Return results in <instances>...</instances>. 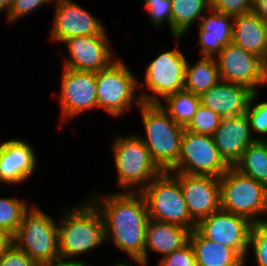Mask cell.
I'll return each instance as SVG.
<instances>
[{"instance_id":"obj_1","label":"cell","mask_w":267,"mask_h":266,"mask_svg":"<svg viewBox=\"0 0 267 266\" xmlns=\"http://www.w3.org/2000/svg\"><path fill=\"white\" fill-rule=\"evenodd\" d=\"M95 196L93 192L90 201L102 215L105 240L112 239L117 248L128 254L129 260L146 266L143 264V255L149 213L143 194L123 191L103 196V202Z\"/></svg>"},{"instance_id":"obj_2","label":"cell","mask_w":267,"mask_h":266,"mask_svg":"<svg viewBox=\"0 0 267 266\" xmlns=\"http://www.w3.org/2000/svg\"><path fill=\"white\" fill-rule=\"evenodd\" d=\"M63 217L58 223L60 257L71 259L105 242L102 215L90 200L64 211Z\"/></svg>"},{"instance_id":"obj_3","label":"cell","mask_w":267,"mask_h":266,"mask_svg":"<svg viewBox=\"0 0 267 266\" xmlns=\"http://www.w3.org/2000/svg\"><path fill=\"white\" fill-rule=\"evenodd\" d=\"M146 137H140L151 158L162 171H170L178 162L185 128L178 125L159 104L141 103Z\"/></svg>"},{"instance_id":"obj_4","label":"cell","mask_w":267,"mask_h":266,"mask_svg":"<svg viewBox=\"0 0 267 266\" xmlns=\"http://www.w3.org/2000/svg\"><path fill=\"white\" fill-rule=\"evenodd\" d=\"M220 207L248 219L253 224L267 222V187L240 173L233 166L219 177Z\"/></svg>"},{"instance_id":"obj_5","label":"cell","mask_w":267,"mask_h":266,"mask_svg":"<svg viewBox=\"0 0 267 266\" xmlns=\"http://www.w3.org/2000/svg\"><path fill=\"white\" fill-rule=\"evenodd\" d=\"M112 146L117 184L125 192H141L162 172L139 136L117 135Z\"/></svg>"},{"instance_id":"obj_6","label":"cell","mask_w":267,"mask_h":266,"mask_svg":"<svg viewBox=\"0 0 267 266\" xmlns=\"http://www.w3.org/2000/svg\"><path fill=\"white\" fill-rule=\"evenodd\" d=\"M149 218L187 228H196L183 198L179 180L174 172L162 171L142 191Z\"/></svg>"},{"instance_id":"obj_7","label":"cell","mask_w":267,"mask_h":266,"mask_svg":"<svg viewBox=\"0 0 267 266\" xmlns=\"http://www.w3.org/2000/svg\"><path fill=\"white\" fill-rule=\"evenodd\" d=\"M13 243L37 263L60 257L58 224L36 205L24 214Z\"/></svg>"},{"instance_id":"obj_8","label":"cell","mask_w":267,"mask_h":266,"mask_svg":"<svg viewBox=\"0 0 267 266\" xmlns=\"http://www.w3.org/2000/svg\"><path fill=\"white\" fill-rule=\"evenodd\" d=\"M187 60L178 49L165 51L146 68L145 82L138 87L147 86L153 94L145 91L138 94L136 104H159L166 96L185 88V68ZM148 93V94H147ZM161 97V98H159Z\"/></svg>"},{"instance_id":"obj_9","label":"cell","mask_w":267,"mask_h":266,"mask_svg":"<svg viewBox=\"0 0 267 266\" xmlns=\"http://www.w3.org/2000/svg\"><path fill=\"white\" fill-rule=\"evenodd\" d=\"M139 83L121 59L114 60L107 68L96 72L97 108L114 117L124 114L135 101Z\"/></svg>"},{"instance_id":"obj_10","label":"cell","mask_w":267,"mask_h":266,"mask_svg":"<svg viewBox=\"0 0 267 266\" xmlns=\"http://www.w3.org/2000/svg\"><path fill=\"white\" fill-rule=\"evenodd\" d=\"M229 167L221 157L213 136L185 130L178 162L170 172L219 178Z\"/></svg>"},{"instance_id":"obj_11","label":"cell","mask_w":267,"mask_h":266,"mask_svg":"<svg viewBox=\"0 0 267 266\" xmlns=\"http://www.w3.org/2000/svg\"><path fill=\"white\" fill-rule=\"evenodd\" d=\"M214 57L220 80L241 84L253 92L258 91L257 86L267 84V64L256 54L233 42L223 47Z\"/></svg>"},{"instance_id":"obj_12","label":"cell","mask_w":267,"mask_h":266,"mask_svg":"<svg viewBox=\"0 0 267 266\" xmlns=\"http://www.w3.org/2000/svg\"><path fill=\"white\" fill-rule=\"evenodd\" d=\"M253 223L243 216L219 209L196 224V230L206 239L236 250L244 259Z\"/></svg>"},{"instance_id":"obj_13","label":"cell","mask_w":267,"mask_h":266,"mask_svg":"<svg viewBox=\"0 0 267 266\" xmlns=\"http://www.w3.org/2000/svg\"><path fill=\"white\" fill-rule=\"evenodd\" d=\"M61 77L59 101L64 123L97 108L96 72L64 68Z\"/></svg>"},{"instance_id":"obj_14","label":"cell","mask_w":267,"mask_h":266,"mask_svg":"<svg viewBox=\"0 0 267 266\" xmlns=\"http://www.w3.org/2000/svg\"><path fill=\"white\" fill-rule=\"evenodd\" d=\"M55 18L53 21L50 39L56 42L77 36L101 35L106 30L92 13L79 6L72 0H54Z\"/></svg>"},{"instance_id":"obj_15","label":"cell","mask_w":267,"mask_h":266,"mask_svg":"<svg viewBox=\"0 0 267 266\" xmlns=\"http://www.w3.org/2000/svg\"><path fill=\"white\" fill-rule=\"evenodd\" d=\"M174 174L180 182L189 215L196 224L221 208L218 177Z\"/></svg>"},{"instance_id":"obj_16","label":"cell","mask_w":267,"mask_h":266,"mask_svg":"<svg viewBox=\"0 0 267 266\" xmlns=\"http://www.w3.org/2000/svg\"><path fill=\"white\" fill-rule=\"evenodd\" d=\"M69 56L64 68L98 72L113 62L110 40L106 31L101 35L77 36L65 40Z\"/></svg>"},{"instance_id":"obj_17","label":"cell","mask_w":267,"mask_h":266,"mask_svg":"<svg viewBox=\"0 0 267 266\" xmlns=\"http://www.w3.org/2000/svg\"><path fill=\"white\" fill-rule=\"evenodd\" d=\"M213 139L224 161L229 166H234L250 144L264 140V137L252 136L249 119L245 113L241 116L222 118Z\"/></svg>"},{"instance_id":"obj_18","label":"cell","mask_w":267,"mask_h":266,"mask_svg":"<svg viewBox=\"0 0 267 266\" xmlns=\"http://www.w3.org/2000/svg\"><path fill=\"white\" fill-rule=\"evenodd\" d=\"M36 167V154L31 145L20 139L1 143L0 182L18 184L27 180Z\"/></svg>"},{"instance_id":"obj_19","label":"cell","mask_w":267,"mask_h":266,"mask_svg":"<svg viewBox=\"0 0 267 266\" xmlns=\"http://www.w3.org/2000/svg\"><path fill=\"white\" fill-rule=\"evenodd\" d=\"M254 92L246 86L218 81L200 95V104L218 113L222 118L244 115Z\"/></svg>"},{"instance_id":"obj_20","label":"cell","mask_w":267,"mask_h":266,"mask_svg":"<svg viewBox=\"0 0 267 266\" xmlns=\"http://www.w3.org/2000/svg\"><path fill=\"white\" fill-rule=\"evenodd\" d=\"M210 16L204 15L198 21L199 42L202 56L214 57L223 47L233 39V16L217 12L213 9L208 11Z\"/></svg>"},{"instance_id":"obj_21","label":"cell","mask_w":267,"mask_h":266,"mask_svg":"<svg viewBox=\"0 0 267 266\" xmlns=\"http://www.w3.org/2000/svg\"><path fill=\"white\" fill-rule=\"evenodd\" d=\"M232 42L267 64V25L253 10L233 18Z\"/></svg>"},{"instance_id":"obj_22","label":"cell","mask_w":267,"mask_h":266,"mask_svg":"<svg viewBox=\"0 0 267 266\" xmlns=\"http://www.w3.org/2000/svg\"><path fill=\"white\" fill-rule=\"evenodd\" d=\"M189 234L187 228L149 218L143 264L148 263L147 249L165 256L185 246L189 242Z\"/></svg>"},{"instance_id":"obj_23","label":"cell","mask_w":267,"mask_h":266,"mask_svg":"<svg viewBox=\"0 0 267 266\" xmlns=\"http://www.w3.org/2000/svg\"><path fill=\"white\" fill-rule=\"evenodd\" d=\"M197 266H244L245 259L234 249L204 238L196 229L189 234Z\"/></svg>"},{"instance_id":"obj_24","label":"cell","mask_w":267,"mask_h":266,"mask_svg":"<svg viewBox=\"0 0 267 266\" xmlns=\"http://www.w3.org/2000/svg\"><path fill=\"white\" fill-rule=\"evenodd\" d=\"M171 3L172 35L177 42L194 22L202 19L205 9H211V0H171Z\"/></svg>"},{"instance_id":"obj_25","label":"cell","mask_w":267,"mask_h":266,"mask_svg":"<svg viewBox=\"0 0 267 266\" xmlns=\"http://www.w3.org/2000/svg\"><path fill=\"white\" fill-rule=\"evenodd\" d=\"M218 81H220V78L214 57L202 56L193 66L187 62L185 68V90L200 96Z\"/></svg>"},{"instance_id":"obj_26","label":"cell","mask_w":267,"mask_h":266,"mask_svg":"<svg viewBox=\"0 0 267 266\" xmlns=\"http://www.w3.org/2000/svg\"><path fill=\"white\" fill-rule=\"evenodd\" d=\"M233 167L267 187V143L257 140L250 144Z\"/></svg>"},{"instance_id":"obj_27","label":"cell","mask_w":267,"mask_h":266,"mask_svg":"<svg viewBox=\"0 0 267 266\" xmlns=\"http://www.w3.org/2000/svg\"><path fill=\"white\" fill-rule=\"evenodd\" d=\"M163 100H165L166 106L160 102V107L173 121L184 128L189 124L200 105V96L185 89L170 94Z\"/></svg>"},{"instance_id":"obj_28","label":"cell","mask_w":267,"mask_h":266,"mask_svg":"<svg viewBox=\"0 0 267 266\" xmlns=\"http://www.w3.org/2000/svg\"><path fill=\"white\" fill-rule=\"evenodd\" d=\"M29 209L28 203L24 200L0 197V228L13 237L20 227L24 214Z\"/></svg>"},{"instance_id":"obj_29","label":"cell","mask_w":267,"mask_h":266,"mask_svg":"<svg viewBox=\"0 0 267 266\" xmlns=\"http://www.w3.org/2000/svg\"><path fill=\"white\" fill-rule=\"evenodd\" d=\"M221 121L222 117L218 113L200 104L185 130L196 134L213 136Z\"/></svg>"},{"instance_id":"obj_30","label":"cell","mask_w":267,"mask_h":266,"mask_svg":"<svg viewBox=\"0 0 267 266\" xmlns=\"http://www.w3.org/2000/svg\"><path fill=\"white\" fill-rule=\"evenodd\" d=\"M250 245L258 266H267V222L252 225L248 247Z\"/></svg>"},{"instance_id":"obj_31","label":"cell","mask_w":267,"mask_h":266,"mask_svg":"<svg viewBox=\"0 0 267 266\" xmlns=\"http://www.w3.org/2000/svg\"><path fill=\"white\" fill-rule=\"evenodd\" d=\"M258 92H254L247 105L246 115L249 119L251 131H256L257 133L267 134V102H261L258 104L253 103L258 97Z\"/></svg>"},{"instance_id":"obj_32","label":"cell","mask_w":267,"mask_h":266,"mask_svg":"<svg viewBox=\"0 0 267 266\" xmlns=\"http://www.w3.org/2000/svg\"><path fill=\"white\" fill-rule=\"evenodd\" d=\"M145 8L150 15L151 23L156 28L162 26L165 20L172 32V3L171 0H143Z\"/></svg>"},{"instance_id":"obj_33","label":"cell","mask_w":267,"mask_h":266,"mask_svg":"<svg viewBox=\"0 0 267 266\" xmlns=\"http://www.w3.org/2000/svg\"><path fill=\"white\" fill-rule=\"evenodd\" d=\"M160 259L158 266H197L195 252L190 242Z\"/></svg>"},{"instance_id":"obj_34","label":"cell","mask_w":267,"mask_h":266,"mask_svg":"<svg viewBox=\"0 0 267 266\" xmlns=\"http://www.w3.org/2000/svg\"><path fill=\"white\" fill-rule=\"evenodd\" d=\"M211 9L235 17L252 11L253 0H211Z\"/></svg>"},{"instance_id":"obj_35","label":"cell","mask_w":267,"mask_h":266,"mask_svg":"<svg viewBox=\"0 0 267 266\" xmlns=\"http://www.w3.org/2000/svg\"><path fill=\"white\" fill-rule=\"evenodd\" d=\"M0 266H38V263L12 242L1 254Z\"/></svg>"},{"instance_id":"obj_36","label":"cell","mask_w":267,"mask_h":266,"mask_svg":"<svg viewBox=\"0 0 267 266\" xmlns=\"http://www.w3.org/2000/svg\"><path fill=\"white\" fill-rule=\"evenodd\" d=\"M48 2H54V0H14L9 12L6 13L8 21L14 23Z\"/></svg>"},{"instance_id":"obj_37","label":"cell","mask_w":267,"mask_h":266,"mask_svg":"<svg viewBox=\"0 0 267 266\" xmlns=\"http://www.w3.org/2000/svg\"><path fill=\"white\" fill-rule=\"evenodd\" d=\"M38 266H89V264L75 259L68 260L66 258L58 257L47 262L38 263Z\"/></svg>"},{"instance_id":"obj_38","label":"cell","mask_w":267,"mask_h":266,"mask_svg":"<svg viewBox=\"0 0 267 266\" xmlns=\"http://www.w3.org/2000/svg\"><path fill=\"white\" fill-rule=\"evenodd\" d=\"M252 10L267 25V0H253Z\"/></svg>"},{"instance_id":"obj_39","label":"cell","mask_w":267,"mask_h":266,"mask_svg":"<svg viewBox=\"0 0 267 266\" xmlns=\"http://www.w3.org/2000/svg\"><path fill=\"white\" fill-rule=\"evenodd\" d=\"M12 242L13 237L4 229L0 228V256Z\"/></svg>"},{"instance_id":"obj_40","label":"cell","mask_w":267,"mask_h":266,"mask_svg":"<svg viewBox=\"0 0 267 266\" xmlns=\"http://www.w3.org/2000/svg\"><path fill=\"white\" fill-rule=\"evenodd\" d=\"M14 0H0V12L7 10L8 13Z\"/></svg>"},{"instance_id":"obj_41","label":"cell","mask_w":267,"mask_h":266,"mask_svg":"<svg viewBox=\"0 0 267 266\" xmlns=\"http://www.w3.org/2000/svg\"><path fill=\"white\" fill-rule=\"evenodd\" d=\"M89 266H91V265H89ZM113 266H132L131 264H129V263H123V262H121V263H117V264H115V265H113Z\"/></svg>"}]
</instances>
